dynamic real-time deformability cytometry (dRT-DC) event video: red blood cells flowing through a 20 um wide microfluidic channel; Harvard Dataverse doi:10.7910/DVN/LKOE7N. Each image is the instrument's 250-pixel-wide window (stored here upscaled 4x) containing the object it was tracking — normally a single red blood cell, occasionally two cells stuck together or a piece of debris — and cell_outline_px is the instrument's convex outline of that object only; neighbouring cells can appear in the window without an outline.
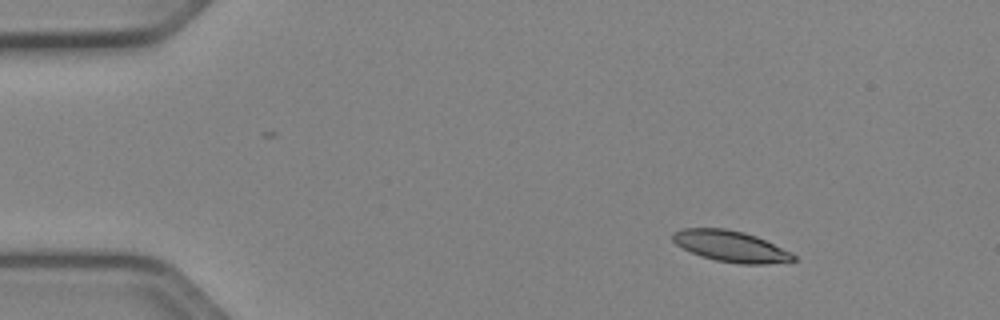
{"species": "Egyptian fruit bat (a non-hibernating species)", "species_latin": "Rousettus aegyptiacus", "temperature_condition": "cold", "stored_images_in_passage": 4, "camera_frame_rate_fps": 3000, "um_per_image_px": 0.085, "animal": {"sex": "female"}, "frame": {"image": 1, "passage_image": 1, "time_ms": 0.0, "image_size_px": [1000, 320], "cell_outline_px": [[796, 260], [768, 264], [740, 264], [716, 260], [700, 256], [676, 244], [672, 240], [672, 232], [684, 228], [724, 228], [744, 232], [756, 236], [796, 256]], "centroid_in_image_um": [62.06, 20.93], "position_along_channel_um": 22.9, "area_um2": 21.56}}